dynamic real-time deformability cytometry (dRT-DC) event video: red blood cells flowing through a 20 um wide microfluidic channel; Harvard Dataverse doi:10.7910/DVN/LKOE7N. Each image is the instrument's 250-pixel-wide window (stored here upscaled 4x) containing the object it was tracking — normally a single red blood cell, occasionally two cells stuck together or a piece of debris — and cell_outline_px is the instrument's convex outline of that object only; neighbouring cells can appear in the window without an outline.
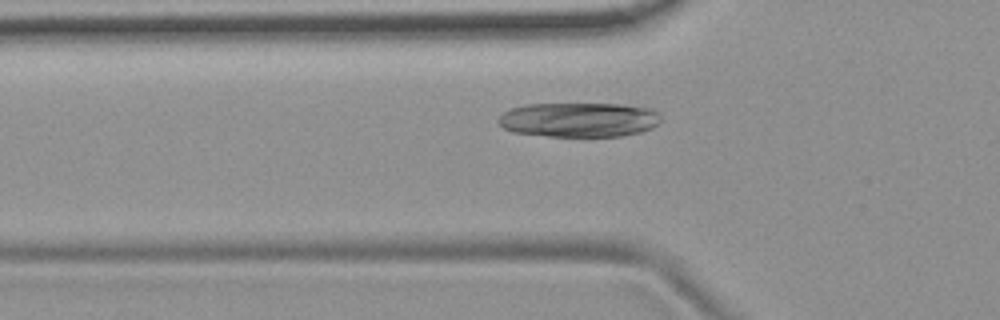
{"species": "common noctule bat (a hibernating species)", "species_latin": "Nyctalus noctula", "temperature_condition": "room temperature", "stored_images_in_passage": 48, "camera_frame_rate_fps": 3000, "um_per_image_px": 0.085, "animal": {"sex": "female", "body_mass_g": 19.9}, "frame": {"image": 1, "passage_image": 14, "time_ms": 4.333, "image_size_px": [1000, 320], "cell_outline_px": [[660, 120], [652, 128], [640, 132], [620, 136], [548, 136], [512, 132], [504, 128], [496, 120], [504, 112], [512, 108], [524, 104], [620, 104], [652, 108], [660, 112]], "centroid_in_image_um": [49.22, 10.17], "position_along_channel_um": 76.6, "area_um2": 32.83}}
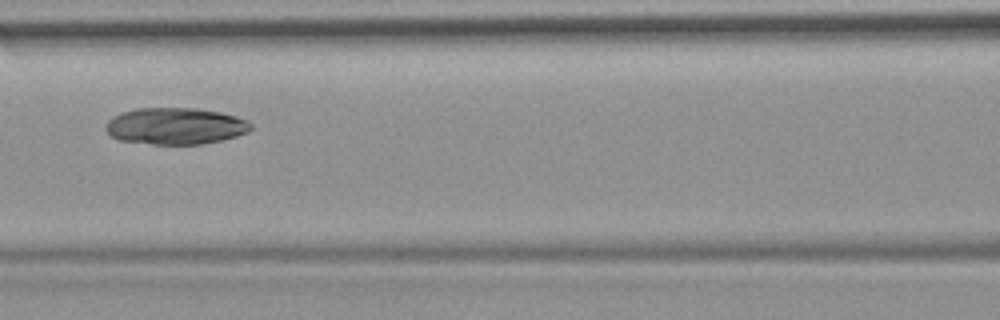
{"frame": {"image": 2, "passage_image": 20, "time_ms": 6.333, "image_size_px": [1000, 320], "cell_outline_px": [[252, 128], [248, 132], [236, 136], [204, 144], [152, 144], [116, 140], [104, 128], [108, 120], [112, 116], [120, 112], [136, 108], [196, 108], [220, 112], [236, 116], [248, 120], [252, 124]], "centroid_in_image_um": [14.89, 10.71], "position_along_channel_um": 151.7, "area_um2": 31.27}}
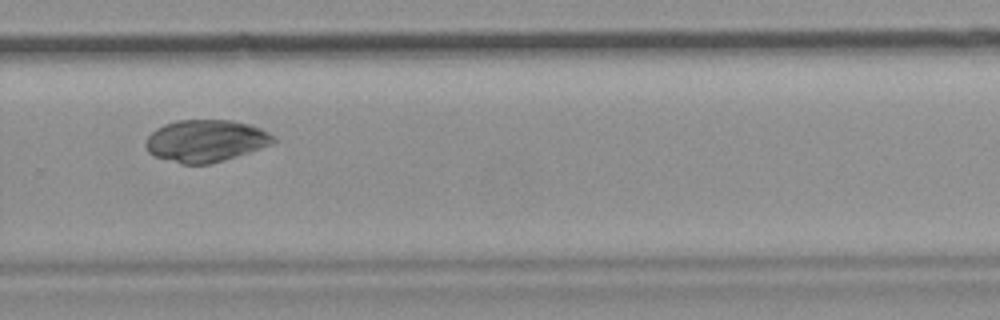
{"frame": {"image": 3, "passage_image": 33, "time_ms": 10.667, "image_size_px": [1000, 320], "cell_outline_px": [[276, 140], [272, 144], [224, 160], [208, 164], [180, 164], [152, 156], [148, 152], [144, 144], [148, 136], [156, 128], [164, 124], [176, 120], [232, 120], [248, 124], [260, 128], [268, 132]], "centroid_in_image_um": [17.43, 11.97], "position_along_channel_um": 312.4, "area_um2": 31.33}}